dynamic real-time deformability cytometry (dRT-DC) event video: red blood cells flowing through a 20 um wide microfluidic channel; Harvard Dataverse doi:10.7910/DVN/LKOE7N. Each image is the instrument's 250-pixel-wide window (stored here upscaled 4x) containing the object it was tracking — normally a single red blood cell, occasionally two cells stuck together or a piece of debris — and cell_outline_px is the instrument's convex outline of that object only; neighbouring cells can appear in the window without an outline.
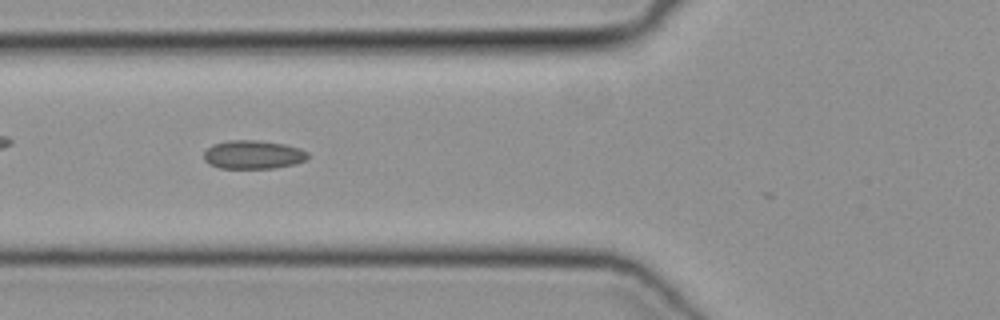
{"species": "common noctule bat (a hibernating species)", "species_latin": "Nyctalus noctula", "temperature_condition": "cold", "stored_images_in_passage": 44, "camera_frame_rate_fps": 3000, "um_per_image_px": 0.085, "animal": {"sex": "female", "body_mass_g": 19.3, "forearm_length_mm": 54.1}, "frame": {"image": 1, "passage_image": 17, "time_ms": 5.333, "image_size_px": [1000, 320], "cell_outline_px": [[308, 160], [296, 164], [276, 168], [220, 168], [208, 164], [204, 160], [204, 152], [212, 144], [228, 140], [256, 140], [284, 144], [300, 148], [308, 152]], "centroid_in_image_um": [21.53, 13.15], "position_along_channel_um": 104.3, "area_um2": 17.51}}
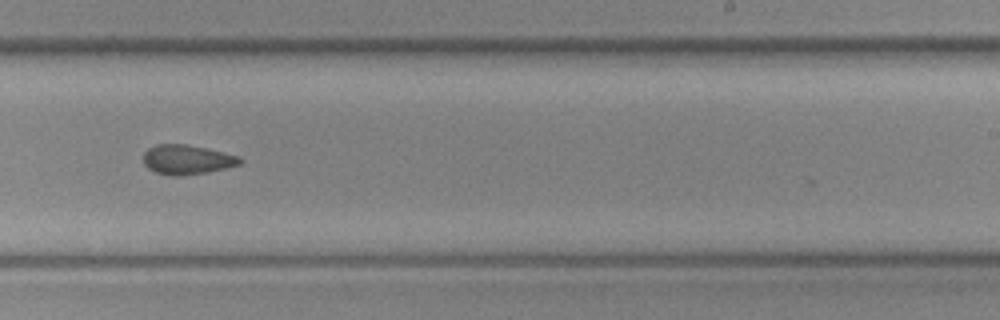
{"frame": {"image": 2, "passage_image": 29, "time_ms": 9.333, "image_size_px": [1000, 320], "cell_outline_px": [[244, 160], [240, 164], [208, 172], [180, 176], [172, 176], [156, 172], [148, 168], [144, 164], [144, 152], [148, 148], [156, 144], [184, 144], [204, 148], [240, 156]], "centroid_in_image_um": [15.89, 13.57], "position_along_channel_um": 273.1, "area_um2": 16.53}}
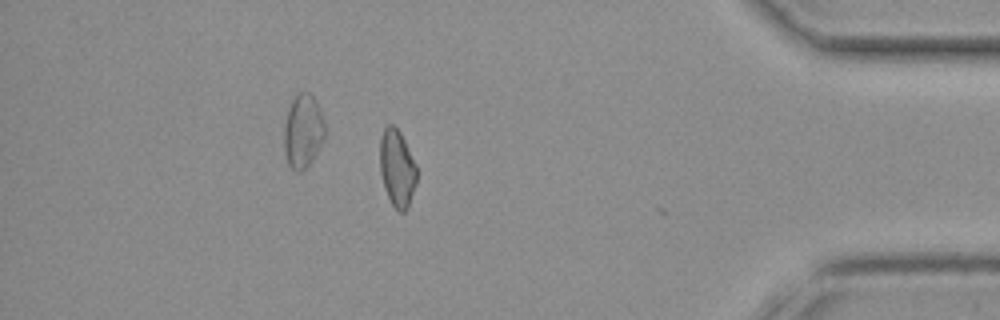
{"frame": {"image": 3, "passage_image": 41, "time_ms": 13.333, "image_size_px": [1000, 320], "cell_outline_px": [[416, 184], [408, 208], [404, 212], [400, 212], [392, 204], [384, 188], [380, 172], [380, 140], [384, 128], [388, 124], [392, 124], [400, 132], [416, 164]], "centroid_in_image_um": [33.75, 14.3], "position_along_channel_um": 401.5, "area_um2": 16.47}}